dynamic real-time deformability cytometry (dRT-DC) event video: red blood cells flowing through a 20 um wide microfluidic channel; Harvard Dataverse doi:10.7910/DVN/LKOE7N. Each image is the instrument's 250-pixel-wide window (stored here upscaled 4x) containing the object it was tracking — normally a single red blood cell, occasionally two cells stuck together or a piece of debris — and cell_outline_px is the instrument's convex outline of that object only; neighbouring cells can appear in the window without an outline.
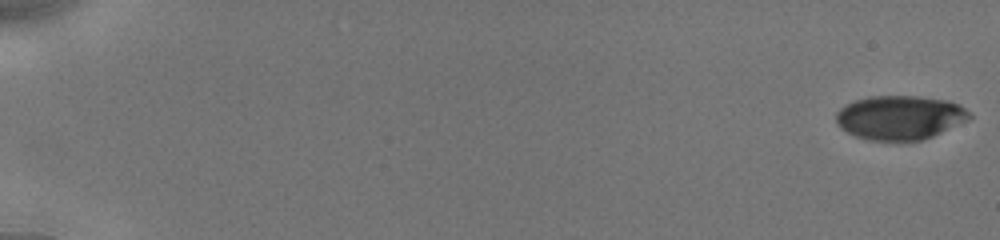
{"species": "human", "species_latin": "Homo sapiens", "temperature_condition": "cold", "stored_images_in_passage": 11, "camera_frame_rate_fps": 3000, "um_per_image_px": 0.085, "donor": {"sex": "male"}, "frame": {"image": 1, "passage_image": 1, "time_ms": 0.0, "image_size_px": [1000, 240], "cell_outline_px": [[972, 116], [968, 120], [924, 140], [868, 140], [856, 136], [840, 128], [836, 120], [836, 112], [840, 108], [856, 100], [868, 96], [920, 96], [948, 100], [960, 104]], "centroid_in_image_um": [76.5, 9.98], "position_along_channel_um": 8.5, "area_um2": 34.22}}
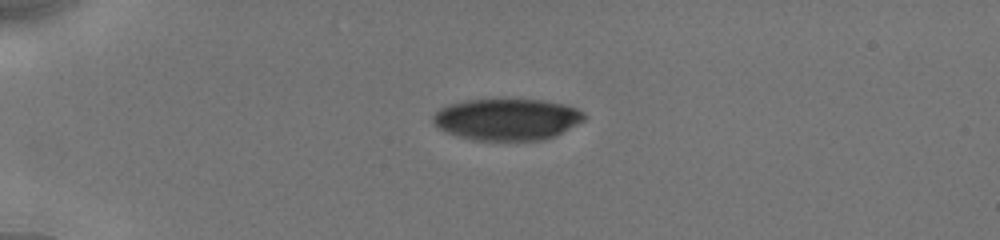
{"frame": {"image": 2, "passage_image": 7, "time_ms": 4.667, "image_size_px": [1000, 240], "cell_outline_px": [[588, 116], [584, 120], [556, 136], [544, 140], [472, 140], [448, 132], [440, 128], [432, 120], [432, 116], [440, 108], [448, 104], [464, 100], [544, 100], [564, 104], [576, 108], [584, 112]], "centroid_in_image_um": [43.13, 10.14], "position_along_channel_um": 41.9, "area_um2": 36.59}}
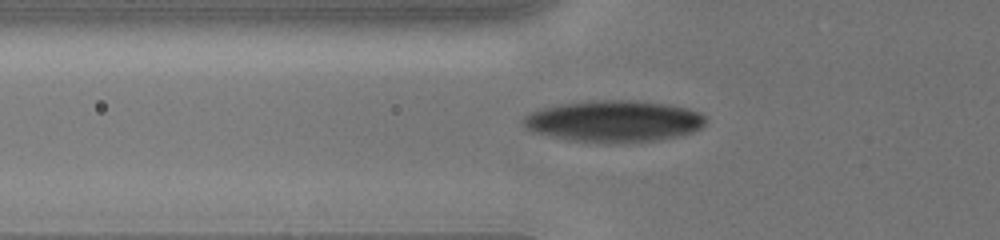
{"frame": {"image": 3, "passage_image": 10, "time_ms": 6.667, "image_size_px": [1000, 240], "cell_outline_px": [[708, 120], [700, 128], [684, 136], [660, 140], [620, 144], [604, 144], [564, 140], [536, 132], [524, 128], [520, 120], [528, 112], [540, 108], [560, 104], [596, 100], [632, 100], [668, 104], [688, 108], [700, 112]], "centroid_in_image_um": [52.17, 10.33], "position_along_channel_um": 73.6, "area_um2": 45.26}}